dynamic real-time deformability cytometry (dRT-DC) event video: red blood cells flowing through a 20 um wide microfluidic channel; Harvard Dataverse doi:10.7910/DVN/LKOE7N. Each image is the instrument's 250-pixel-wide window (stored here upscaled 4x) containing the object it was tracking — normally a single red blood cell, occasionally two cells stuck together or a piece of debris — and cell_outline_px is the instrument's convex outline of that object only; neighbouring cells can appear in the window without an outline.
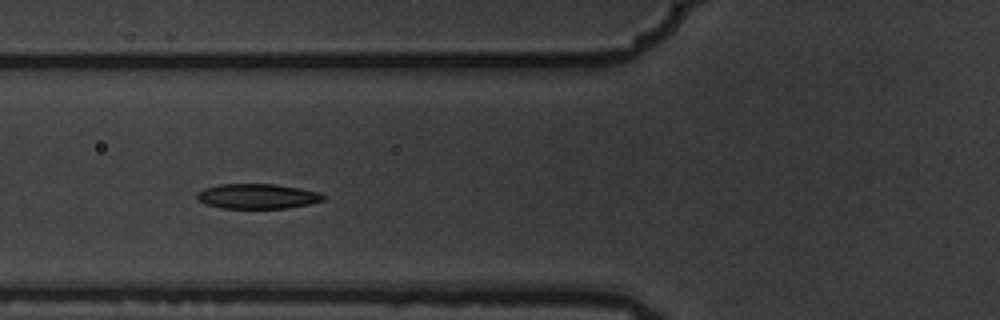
{"species": "common noctule bat (a hibernating species)", "species_latin": "Nyctalus noctula", "temperature_condition": "warm", "stored_images_in_passage": 4, "camera_frame_rate_fps": 3000, "um_per_image_px": 0.085, "animal": {"sex": "male", "body_mass_g": 19.5, "forearm_length_mm": 54.6}, "frame": {"image": 1, "passage_image": 3, "time_ms": 0.667, "image_size_px": [1000, 320], "cell_outline_px": [[324, 200], [308, 204], [288, 208], [220, 208], [196, 200], [196, 192], [204, 188], [220, 184], [272, 184], [300, 188], [320, 192], [324, 196]], "centroid_in_image_um": [21.85, 16.68], "position_along_channel_um": 104.0, "area_um2": 18.38}}
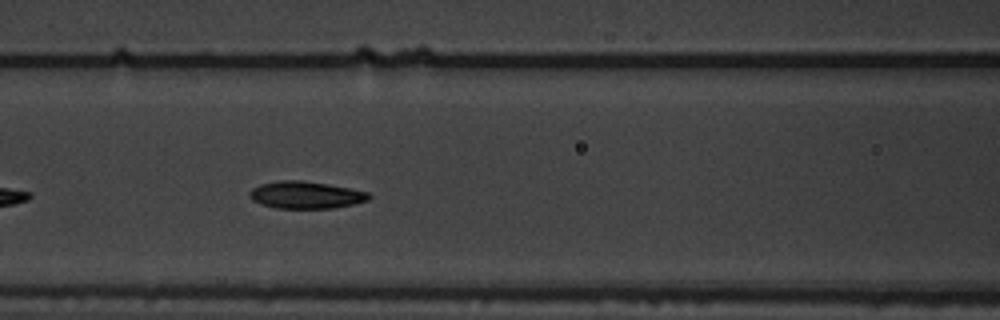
{"frame": {"image": 2, "passage_image": 4, "time_ms": 1.0, "image_size_px": [1000, 320], "cell_outline_px": [[372, 196], [368, 200], [336, 208], [276, 208], [260, 204], [252, 200], [248, 196], [248, 192], [252, 188], [260, 184], [280, 180], [300, 180], [348, 188], [368, 192]], "centroid_in_image_um": [25.94, 16.58], "position_along_channel_um": 140.7, "area_um2": 18.84}}